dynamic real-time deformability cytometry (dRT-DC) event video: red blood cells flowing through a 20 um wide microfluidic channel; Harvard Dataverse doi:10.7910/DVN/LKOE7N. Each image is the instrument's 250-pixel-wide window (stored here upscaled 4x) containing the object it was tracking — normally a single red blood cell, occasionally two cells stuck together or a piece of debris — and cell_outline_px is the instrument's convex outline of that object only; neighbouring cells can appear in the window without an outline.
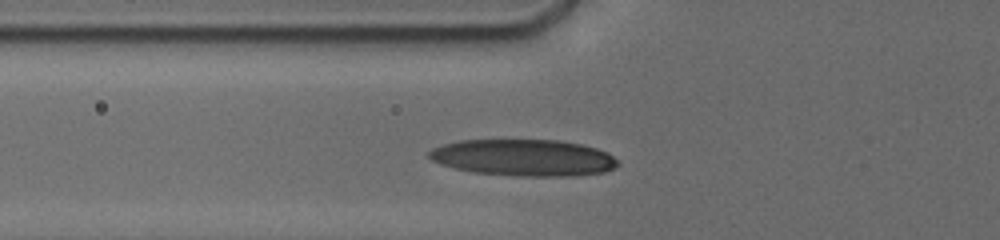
{"species": "human", "species_latin": "Homo sapiens", "temperature_condition": "cold", "stored_images_in_passage": 3, "camera_frame_rate_fps": 3000, "um_per_image_px": 0.085, "donor": {"sex": "male"}, "frame": {"image": 1, "passage_image": 3, "time_ms": 1.333, "image_size_px": [1000, 240], "cell_outline_px": [[620, 164], [616, 168], [604, 172], [576, 176], [516, 176], [472, 172], [440, 164], [432, 160], [428, 156], [428, 152], [432, 148], [444, 144], [460, 140], [560, 140], [580, 144], [596, 148], [608, 152]], "centroid_in_image_um": [44.53, 13.4], "position_along_channel_um": 81.3, "area_um2": 40.46}}